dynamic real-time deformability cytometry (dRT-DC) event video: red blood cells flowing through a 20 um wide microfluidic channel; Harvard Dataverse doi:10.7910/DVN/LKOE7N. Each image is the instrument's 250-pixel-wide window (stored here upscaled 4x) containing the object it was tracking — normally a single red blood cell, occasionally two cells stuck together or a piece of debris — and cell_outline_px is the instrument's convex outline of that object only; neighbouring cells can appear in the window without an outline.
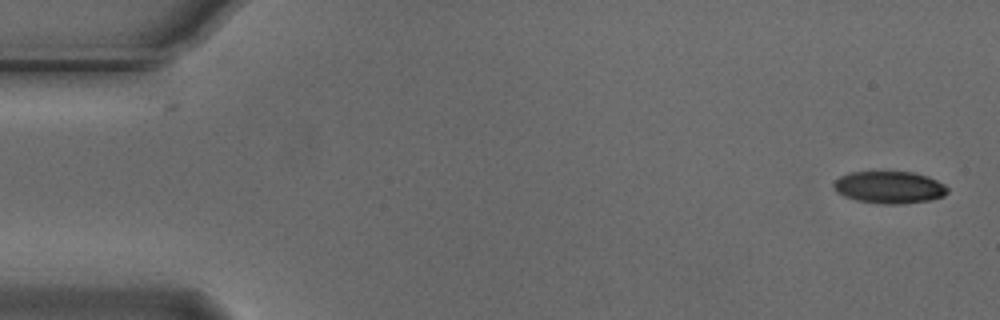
{"species": "Egyptian fruit bat (a non-hibernating species)", "species_latin": "Rousettus aegyptiacus", "temperature_condition": "cold", "stored_images_in_passage": 48, "camera_frame_rate_fps": 3000, "um_per_image_px": 0.085, "animal": {"sex": "male"}, "frame": {"image": 1, "passage_image": 1, "time_ms": 0.0, "image_size_px": [1000, 320], "cell_outline_px": [[948, 192], [944, 196], [928, 200], [904, 204], [880, 204], [856, 200], [844, 196], [836, 192], [832, 184], [840, 176], [848, 172], [912, 172], [928, 176], [944, 184], [948, 188]], "centroid_in_image_um": [75.58, 15.92], "position_along_channel_um": 9.4, "area_um2": 21.44}}
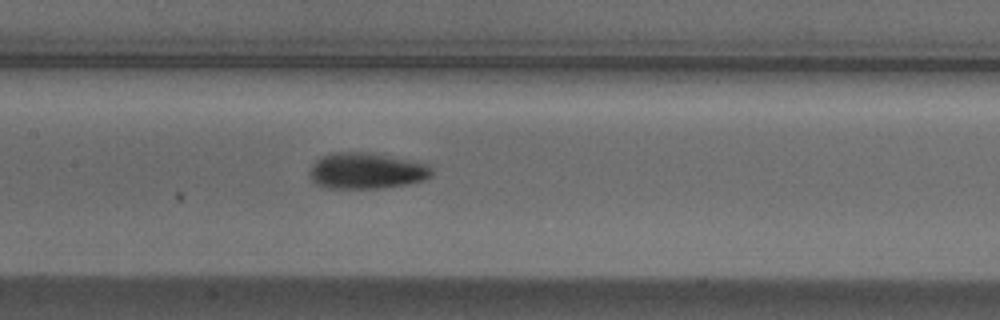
{"frame": {"image": 2, "passage_image": 25, "time_ms": 8.0, "image_size_px": [1000, 320], "cell_outline_px": [[432, 176], [424, 180], [408, 184], [384, 188], [324, 188], [316, 184], [308, 176], [308, 172], [312, 164], [320, 156], [332, 152], [372, 152], [428, 164], [432, 168]], "centroid_in_image_um": [31.12, 14.52], "position_along_channel_um": 176.3, "area_um2": 26.13}}
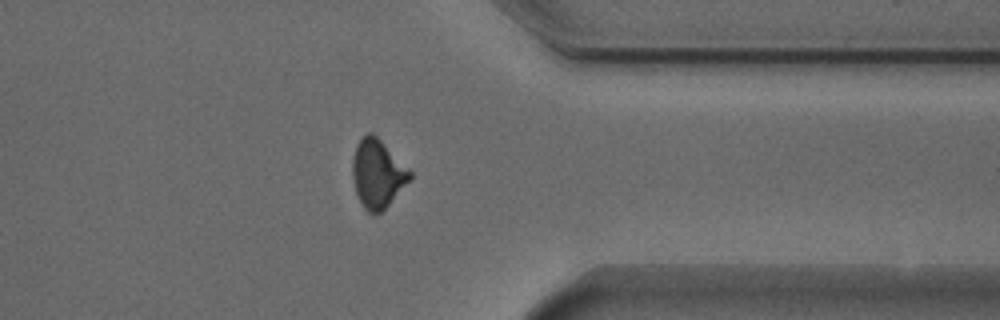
{"frame": {"image": 3, "passage_image": 42, "time_ms": 13.667, "image_size_px": [1000, 320], "cell_outline_px": [[412, 180], [376, 216], [372, 216], [364, 208], [356, 192], [352, 180], [352, 160], [356, 144], [368, 132], [372, 132], [412, 172]], "centroid_in_image_um": [32.08, 14.79], "position_along_channel_um": 379.3, "area_um2": 22.83}}